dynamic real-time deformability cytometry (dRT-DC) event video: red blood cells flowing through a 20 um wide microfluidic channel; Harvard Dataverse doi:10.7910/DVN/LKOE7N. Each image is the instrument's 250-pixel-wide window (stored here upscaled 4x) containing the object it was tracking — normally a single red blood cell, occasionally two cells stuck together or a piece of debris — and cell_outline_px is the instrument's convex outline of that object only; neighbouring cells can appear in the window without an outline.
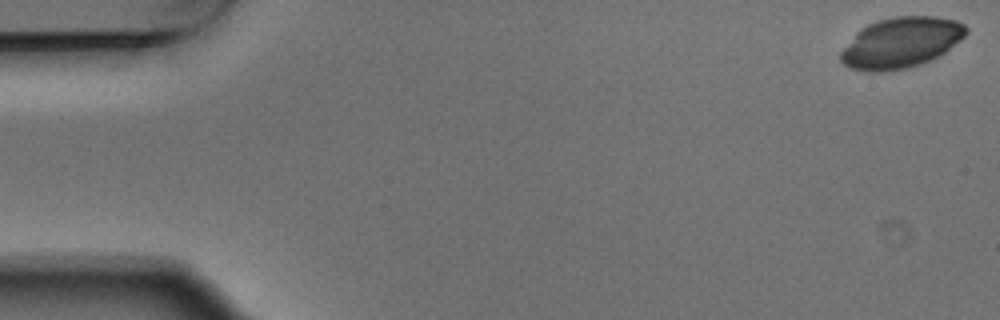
{"species": "Egyptian fruit bat (a non-hibernating species)", "species_latin": "Rousettus aegyptiacus", "temperature_condition": "warm", "stored_images_in_passage": 5, "camera_frame_rate_fps": 3000, "um_per_image_px": 0.085, "animal": {"sex": "male"}, "frame": {"image": 1, "passage_image": 1, "time_ms": 0.0, "image_size_px": [1000, 320], "cell_outline_px": [[968, 32], [960, 40], [944, 52], [920, 64], [904, 68], [884, 72], [868, 72], [848, 68], [840, 60], [840, 52], [856, 32], [868, 24], [876, 20], [896, 16], [936, 16], [956, 20], [964, 24], [968, 28]], "centroid_in_image_um": [76.56, 3.62], "position_along_channel_um": 8.4, "area_um2": 36.93}}